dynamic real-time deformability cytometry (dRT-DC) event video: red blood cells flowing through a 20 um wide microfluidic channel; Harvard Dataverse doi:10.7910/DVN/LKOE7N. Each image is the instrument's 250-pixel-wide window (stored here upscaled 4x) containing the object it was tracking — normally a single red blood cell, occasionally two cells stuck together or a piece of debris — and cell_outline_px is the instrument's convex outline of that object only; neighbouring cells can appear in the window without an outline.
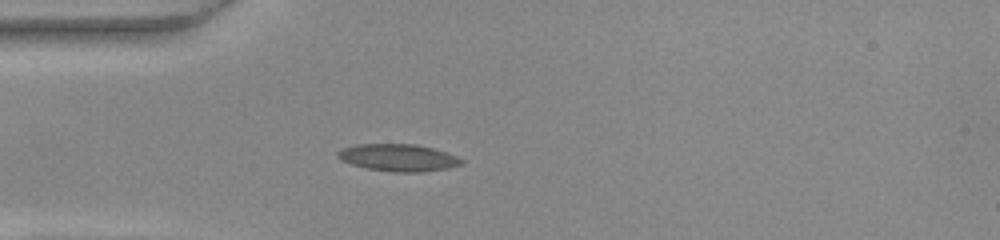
{"species": "common noctule bat (a hibernating species)", "species_latin": "Nyctalus noctula", "temperature_condition": "warm", "stored_images_in_passage": 39, "camera_frame_rate_fps": 3000, "um_per_image_px": 0.085, "animal": {"sex": "female", "body_mass_g": 22.0, "forearm_length_mm": 56.7}, "frame": {"image": 1, "passage_image": 1, "time_ms": 0.0, "image_size_px": [1000, 240], "cell_outline_px": [[464, 164], [448, 168], [424, 172], [392, 172], [368, 168], [352, 164], [340, 160], [336, 156], [336, 152], [344, 148], [356, 144], [416, 144], [432, 148], [456, 156], [464, 160]], "centroid_in_image_um": [33.86, 13.4], "position_along_channel_um": 51.1, "area_um2": 19.59}}
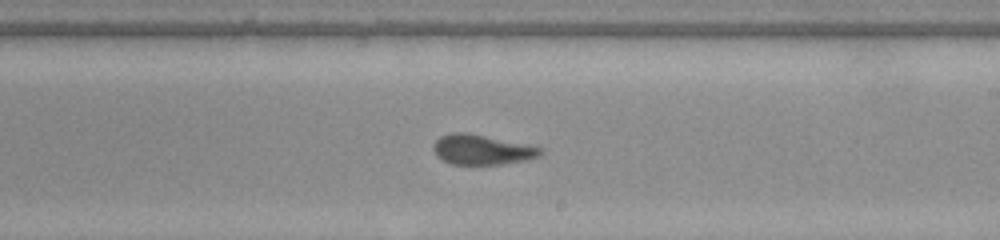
{"frame": {"image": 2, "passage_image": 17, "time_ms": 5.333, "image_size_px": [1000, 240], "cell_outline_px": [[544, 152], [540, 156], [524, 160], [500, 164], [452, 164], [436, 156], [432, 148], [432, 144], [440, 136], [452, 132], [468, 132], [544, 148]], "centroid_in_image_um": [40.94, 12.71], "position_along_channel_um": 248.1, "area_um2": 18.73}}
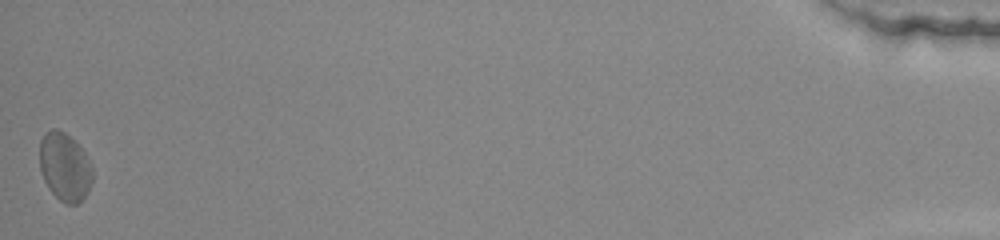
{"frame": {"image": 3, "passage_image": 39, "time_ms": 12.667, "image_size_px": [1000, 240], "cell_outline_px": [[92, 180], [88, 192], [76, 204], [64, 204], [48, 188], [44, 180], [40, 168], [40, 140], [44, 132], [52, 128], [56, 128], [64, 132], [84, 152], [92, 168]], "centroid_in_image_um": [5.48, 14.18], "position_along_channel_um": 429.7, "area_um2": 20.81}, "authors_computed_cell_mechanics": {"area_um2": 19.074, "velocity_mm_per_s": 3.8485, "shape_relaxation_time_tau1_ms": null, "shape_relaxation_time_tau2_ms": 1.6956, "deformation_change_tau1": null, "deformation_change_tau2": 0.0754}}